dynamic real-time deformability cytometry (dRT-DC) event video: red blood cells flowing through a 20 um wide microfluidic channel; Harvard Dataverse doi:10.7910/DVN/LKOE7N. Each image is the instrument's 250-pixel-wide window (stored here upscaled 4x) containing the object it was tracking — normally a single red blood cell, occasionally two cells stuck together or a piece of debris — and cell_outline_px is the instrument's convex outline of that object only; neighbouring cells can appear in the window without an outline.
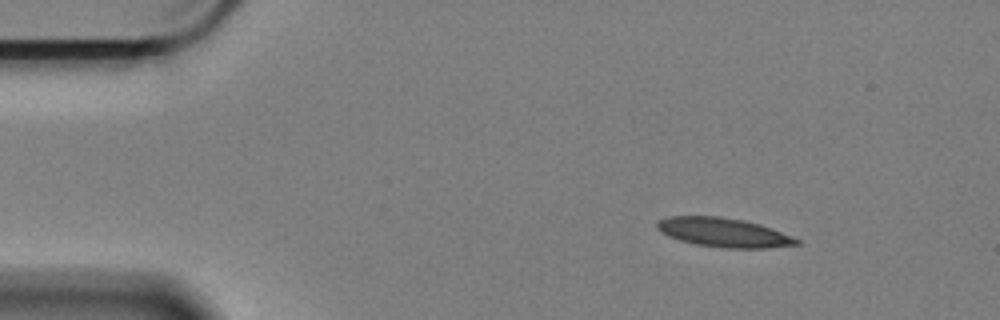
{"species": "Egyptian fruit bat (a non-hibernating species)", "species_latin": "Rousettus aegyptiacus", "temperature_condition": "cold", "stored_images_in_passage": 52, "camera_frame_rate_fps": 3000, "um_per_image_px": 0.085, "animal": {"sex": "female"}, "frame": {"image": 1, "passage_image": 1, "time_ms": 0.0, "image_size_px": [1000, 320], "cell_outline_px": [[800, 244], [768, 248], [720, 248], [696, 244], [680, 240], [668, 236], [660, 232], [656, 228], [656, 220], [668, 216], [720, 216], [744, 220], [760, 224], [772, 228], [792, 236], [800, 240]], "centroid_in_image_um": [61.49, 19.75], "position_along_channel_um": 23.5, "area_um2": 23.93}}
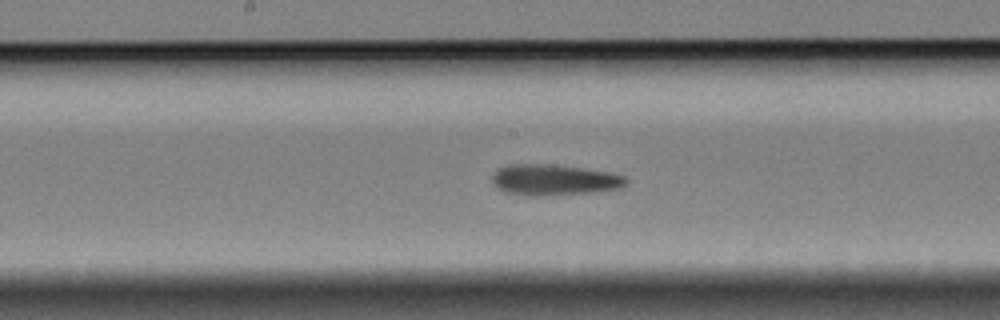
{"frame": {"image": 2, "passage_image": 23, "time_ms": 7.333, "image_size_px": [1000, 320], "cell_outline_px": [[628, 184], [624, 188], [592, 192], [544, 196], [528, 196], [504, 192], [496, 188], [492, 184], [492, 176], [496, 168], [504, 164], [552, 164], [584, 168], [612, 172], [624, 176], [628, 180]], "centroid_in_image_um": [47.08, 15.29], "position_along_channel_um": 201.1, "area_um2": 24.8}}
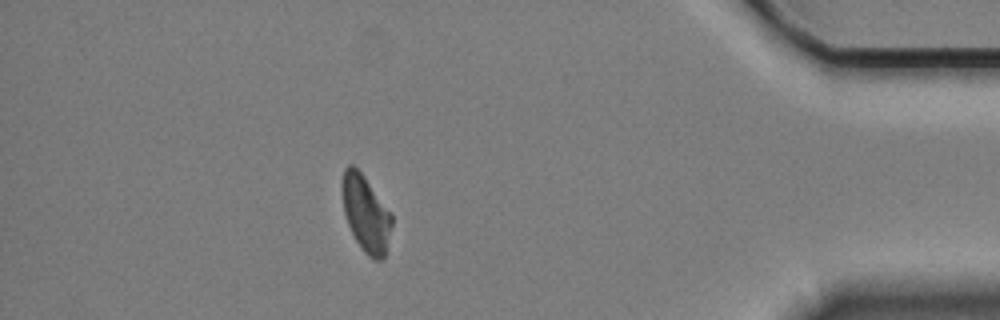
{"frame": {"image": 3, "passage_image": 45, "time_ms": 14.667, "image_size_px": [1000, 320], "cell_outline_px": [[392, 224], [384, 260], [372, 260], [364, 252], [356, 240], [348, 224], [344, 212], [340, 188], [340, 184], [344, 168], [348, 164], [352, 164], [364, 176], [392, 212]], "centroid_in_image_um": [31.08, 18.14], "position_along_channel_um": 404.1, "area_um2": 22.43}, "authors_computed_cell_mechanics": {"area_um2": 23.5535, "velocity_mm_per_s": 3.3673, "shape_relaxation_time_tau1_ms": 7.5505, "shape_relaxation_time_tau2_ms": 8.766, "deformation_change_tau1": 0.1722, "deformation_change_tau2": 0.1827}}